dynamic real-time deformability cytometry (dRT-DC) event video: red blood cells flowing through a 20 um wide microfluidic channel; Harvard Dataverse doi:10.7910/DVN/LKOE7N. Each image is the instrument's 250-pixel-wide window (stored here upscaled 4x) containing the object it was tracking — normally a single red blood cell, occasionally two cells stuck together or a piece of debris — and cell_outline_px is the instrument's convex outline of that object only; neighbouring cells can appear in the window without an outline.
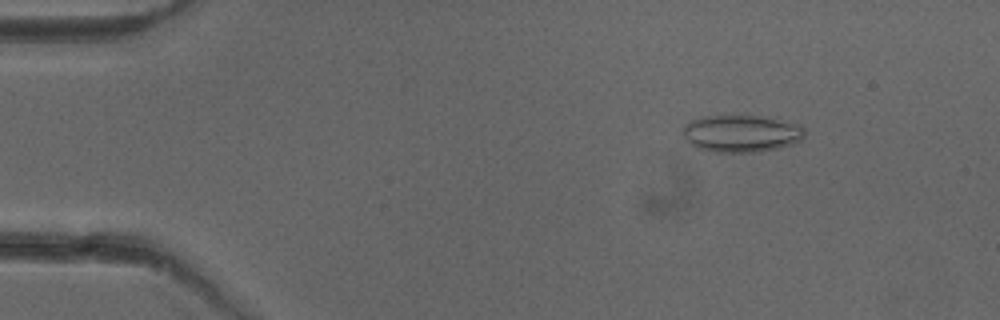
{"species": "common noctule bat (a hibernating species)", "species_latin": "Nyctalus noctula", "temperature_condition": "cold", "stored_images_in_passage": 51, "camera_frame_rate_fps": 3000, "um_per_image_px": 0.085, "animal": {"sex": "female"}, "frame": {"image": 1, "passage_image": 7, "time_ms": 2.0, "image_size_px": [1000, 320], "cell_outline_px": [[804, 136], [800, 140], [792, 144], [776, 148], [756, 152], [712, 152], [696, 148], [684, 136], [684, 124], [692, 120], [704, 116], [756, 116], [800, 124], [804, 128]], "centroid_in_image_um": [63.0, 11.36], "position_along_channel_um": 22.0, "area_um2": 26.07}}
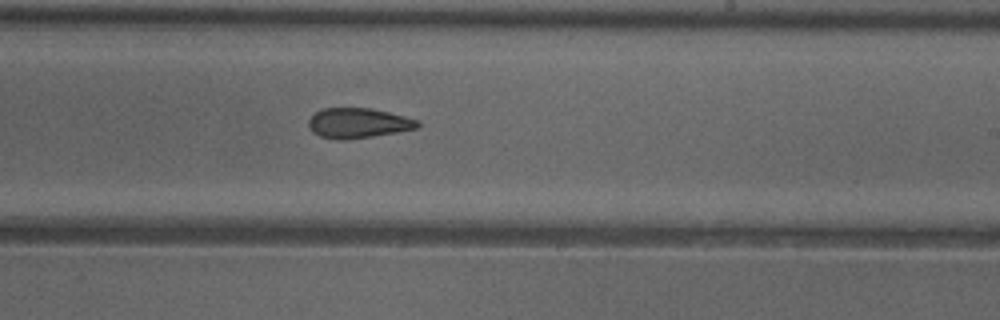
{"frame": {"image": 2, "passage_image": 31, "time_ms": 10.0, "image_size_px": [1000, 320], "cell_outline_px": [[420, 128], [372, 136], [344, 140], [340, 140], [320, 136], [312, 132], [308, 124], [308, 120], [316, 112], [324, 108], [372, 108], [420, 120]], "centroid_in_image_um": [30.47, 10.46], "position_along_channel_um": 258.5, "area_um2": 19.07}}
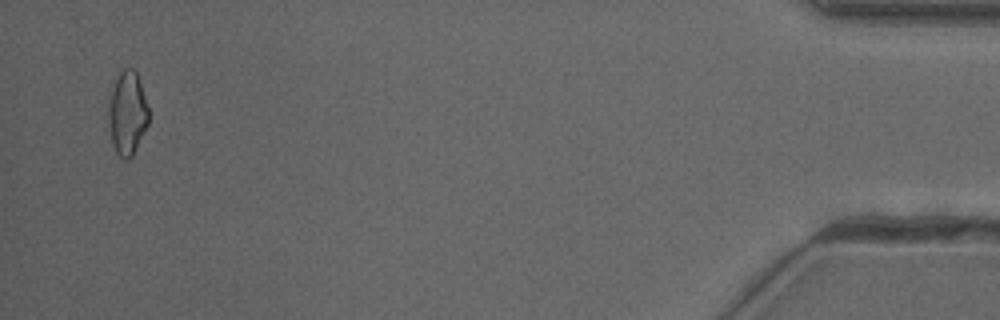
{"frame": {"image": 3, "passage_image": 50, "time_ms": 16.333, "image_size_px": [1000, 320], "cell_outline_px": [[148, 124], [132, 156], [128, 160], [124, 160], [116, 152], [112, 144], [108, 124], [108, 112], [112, 92], [116, 80], [120, 72], [124, 68], [132, 68], [136, 72], [140, 80], [148, 108]], "centroid_in_image_um": [10.83, 9.65], "position_along_channel_um": 424.4, "area_um2": 19.31}, "authors_computed_cell_mechanics": {"area_um2": 19.9988, "velocity_mm_per_s": 3.9905, "shape_relaxation_time_tau1_ms": null, "shape_relaxation_time_tau2_ms": 3.6516, "deformation_change_tau1": null, "deformation_change_tau2": 0.1091}}